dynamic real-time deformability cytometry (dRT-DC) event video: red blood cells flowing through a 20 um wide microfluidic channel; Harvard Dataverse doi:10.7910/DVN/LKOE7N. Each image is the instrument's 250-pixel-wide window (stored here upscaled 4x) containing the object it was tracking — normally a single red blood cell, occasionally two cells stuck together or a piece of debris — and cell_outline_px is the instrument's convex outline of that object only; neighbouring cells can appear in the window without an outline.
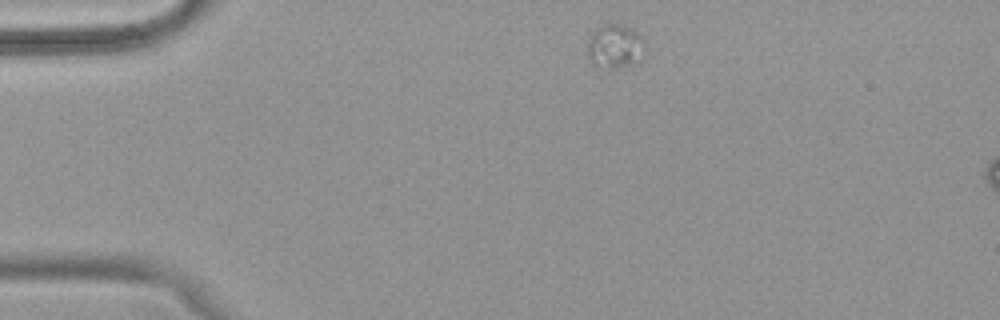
{"species": "common noctule bat (a hibernating species)", "species_latin": "Nyctalus noctula", "temperature_condition": "warm", "stored_images_in_passage": 30, "camera_frame_rate_fps": 3000, "um_per_image_px": 0.085, "animal": {"sex": "female", "body_mass_g": 18.4}, "frame": {"image": 1, "passage_image": 1, "time_ms": 0.0, "image_size_px": [1000, 320], "cell_outline_px": [[644, 44], [640, 60], [636, 64], [592, 64], [588, 60], [588, 40], [592, 32], [604, 24], [620, 24], [632, 28], [640, 32], [644, 36]], "centroid_in_image_um": [52.3, 3.84], "position_along_channel_um": 32.7, "area_um2": 14.22}}